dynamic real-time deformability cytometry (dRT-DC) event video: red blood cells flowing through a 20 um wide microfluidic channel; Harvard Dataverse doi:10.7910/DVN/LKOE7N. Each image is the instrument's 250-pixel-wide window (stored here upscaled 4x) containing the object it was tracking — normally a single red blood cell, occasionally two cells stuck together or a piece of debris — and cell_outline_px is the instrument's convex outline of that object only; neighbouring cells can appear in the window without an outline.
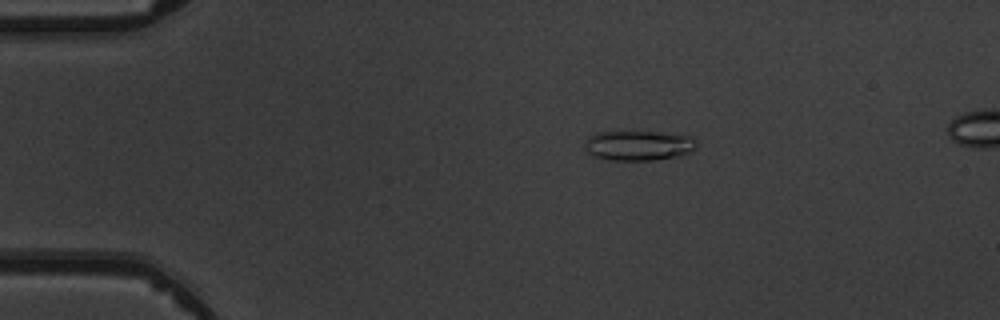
{"species": "common noctule bat (a hibernating species)", "species_latin": "Nyctalus noctula", "temperature_condition": "warm", "stored_images_in_passage": 8, "camera_frame_rate_fps": 3000, "um_per_image_px": 0.085, "animal": {"sex": "male", "body_mass_g": 19.5, "forearm_length_mm": 54.6}, "frame": {"image": 1, "passage_image": 3, "time_ms": 2.333, "image_size_px": [1000, 320], "cell_outline_px": [[696, 148], [688, 152], [676, 156], [656, 160], [612, 160], [592, 156], [584, 148], [584, 144], [588, 136], [596, 132], [656, 132], [688, 136], [696, 140]], "centroid_in_image_um": [54.22, 12.37], "position_along_channel_um": 30.8, "area_um2": 19.36}}
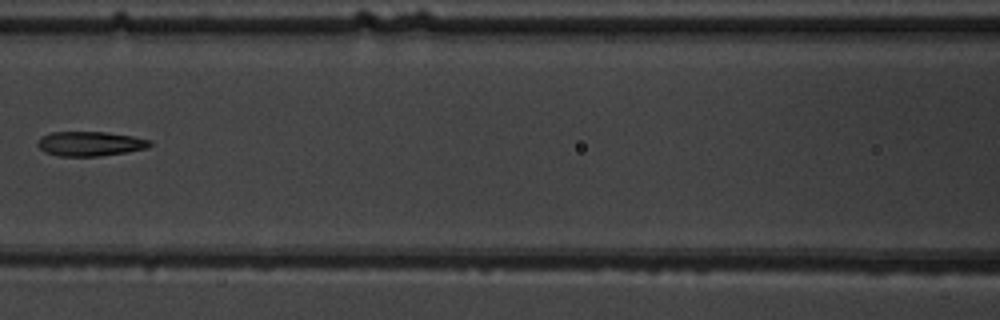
{"frame": {"image": 2, "passage_image": 7, "time_ms": 7.0, "image_size_px": [1000, 320], "cell_outline_px": [[152, 144], [148, 148], [128, 152], [96, 156], [56, 156], [44, 152], [36, 144], [36, 140], [40, 136], [52, 132], [108, 132], [132, 136], [152, 140]], "centroid_in_image_um": [7.64, 12.21], "position_along_channel_um": 159.0, "area_um2": 16.3}}
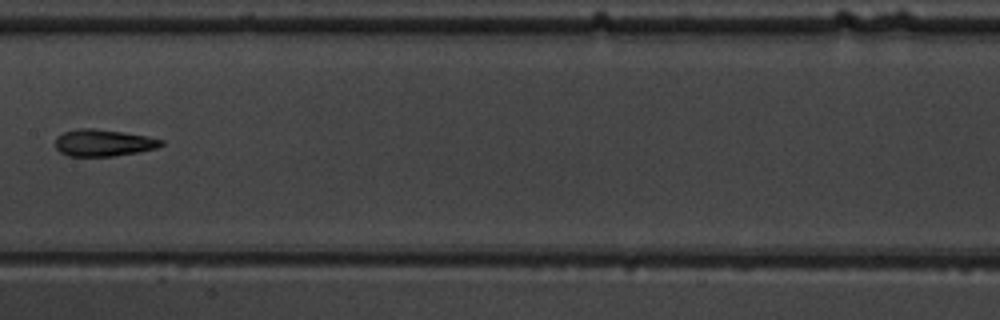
{"frame": {"image": 3, "passage_image": 8, "time_ms": 8.0, "image_size_px": [1000, 320], "cell_outline_px": [[164, 144], [156, 148], [136, 152], [112, 156], [68, 156], [60, 152], [56, 148], [56, 136], [64, 132], [80, 128], [92, 128], [124, 132], [148, 136], [164, 140]], "centroid_in_image_um": [8.79, 12.13], "position_along_channel_um": 198.6, "area_um2": 16.53}}